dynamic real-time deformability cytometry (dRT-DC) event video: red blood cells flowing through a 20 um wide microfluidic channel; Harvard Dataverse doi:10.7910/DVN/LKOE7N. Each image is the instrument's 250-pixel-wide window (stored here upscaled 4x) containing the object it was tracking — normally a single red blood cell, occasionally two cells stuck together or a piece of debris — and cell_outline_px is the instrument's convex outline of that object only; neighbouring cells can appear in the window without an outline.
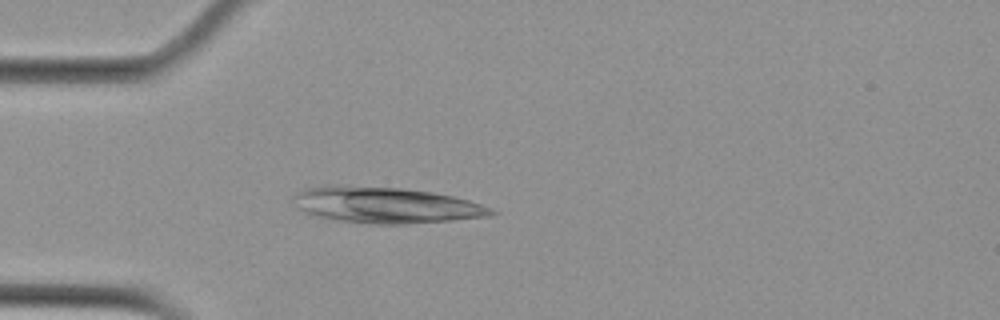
{"species": "Egyptian fruit bat (a non-hibernating species)", "species_latin": "Rousettus aegyptiacus", "temperature_condition": "cold", "stored_images_in_passage": 4, "camera_frame_rate_fps": 3000, "um_per_image_px": 0.085, "animal": {"sex": "female"}, "frame": {"image": 1, "passage_image": 4, "time_ms": 3.333, "image_size_px": [1000, 320], "cell_outline_px": [[496, 212], [492, 216], [452, 220], [404, 224], [372, 224], [340, 220], [320, 216], [308, 212], [300, 208], [296, 196], [296, 192], [304, 188], [328, 184], [332, 184], [404, 188], [432, 192], [452, 196], [468, 200], [492, 208]], "centroid_in_image_um": [32.85, 17.41], "position_along_channel_um": 52.2, "area_um2": 41.21}}